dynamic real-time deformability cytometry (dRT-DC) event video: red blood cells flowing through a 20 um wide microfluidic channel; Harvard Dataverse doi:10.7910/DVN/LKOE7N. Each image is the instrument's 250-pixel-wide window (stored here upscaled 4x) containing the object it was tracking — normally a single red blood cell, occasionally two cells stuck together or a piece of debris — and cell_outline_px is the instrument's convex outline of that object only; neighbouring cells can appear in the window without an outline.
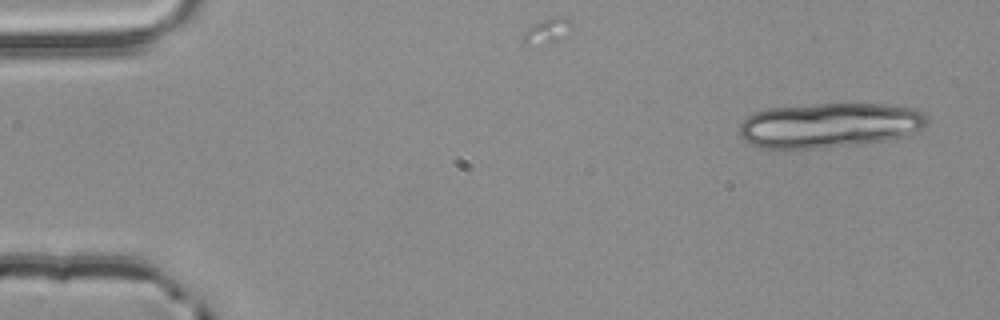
{"species": "common noctule bat (a hibernating species)", "species_latin": "Nyctalus noctula", "temperature_condition": "room temperature", "stored_images_in_passage": 17, "camera_frame_rate_fps": 3000, "um_per_image_px": 0.085, "animal": {"sex": "male", "body_mass_g": 20.4}, "frame": {"image": 1, "passage_image": 1, "time_ms": 0.0, "image_size_px": [1000, 320], "cell_outline_px": [[928, 124], [924, 128], [888, 140], [820, 148], [756, 148], [744, 140], [740, 136], [740, 124], [748, 116], [756, 112], [768, 108], [816, 104], [884, 104], [916, 108], [924, 112], [928, 116]], "centroid_in_image_um": [70.51, 10.64], "position_along_channel_um": 14.5, "area_um2": 49.07}}